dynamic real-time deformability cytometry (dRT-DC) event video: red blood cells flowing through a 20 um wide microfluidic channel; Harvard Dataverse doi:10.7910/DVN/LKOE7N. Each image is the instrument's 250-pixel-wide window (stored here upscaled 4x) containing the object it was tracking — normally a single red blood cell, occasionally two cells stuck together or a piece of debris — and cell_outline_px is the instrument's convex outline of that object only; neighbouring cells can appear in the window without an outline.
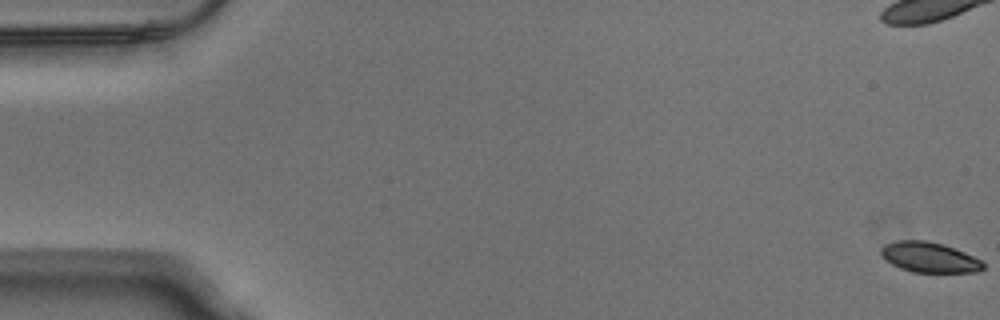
{"species": "Egyptian fruit bat (a non-hibernating species)", "species_latin": "Rousettus aegyptiacus", "temperature_condition": "warm", "stored_images_in_passage": 55, "camera_frame_rate_fps": 3000, "um_per_image_px": 0.085, "animal": {"sex": "male"}, "frame": {"image": 1, "passage_image": 1, "time_ms": 0.0, "image_size_px": [1000, 320], "cell_outline_px": [[984, 268], [980, 272], [912, 272], [900, 268], [892, 264], [880, 252], [880, 248], [884, 244], [896, 240], [924, 240], [944, 244], [964, 252], [980, 260], [984, 264]], "centroid_in_image_um": [78.99, 21.86], "position_along_channel_um": 6.0, "area_um2": 17.98}, "authors_computed_cell_mechanics": {"area_um2": 19.8254, "velocity_mm_per_s": 3.8007, "shape_relaxation_time_tau1_ms": 4.1398, "shape_relaxation_time_tau2_ms": null, "deformation_change_tau1": 0.0855, "deformation_change_tau2": null}}